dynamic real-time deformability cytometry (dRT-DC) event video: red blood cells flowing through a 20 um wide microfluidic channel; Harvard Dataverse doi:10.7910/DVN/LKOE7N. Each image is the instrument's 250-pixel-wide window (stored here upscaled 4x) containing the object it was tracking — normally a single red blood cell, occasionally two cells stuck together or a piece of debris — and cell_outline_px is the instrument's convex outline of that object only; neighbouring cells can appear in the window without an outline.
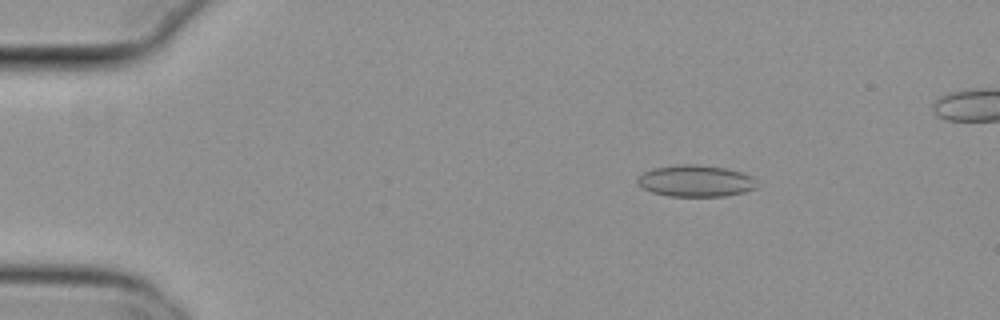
{"species": "common noctule bat (a hibernating species)", "species_latin": "Nyctalus noctula", "temperature_condition": "cold", "stored_images_in_passage": 47, "camera_frame_rate_fps": 3000, "um_per_image_px": 0.085, "animal": {"sex": "female", "body_mass_g": 29.2, "forearm_length_mm": 56.3}, "frame": {"image": 1, "passage_image": 2, "time_ms": 0.333, "image_size_px": [1000, 320], "cell_outline_px": [[756, 188], [744, 192], [724, 196], [668, 196], [652, 192], [644, 188], [636, 180], [644, 172], [652, 168], [676, 164], [696, 164], [724, 168], [744, 172], [752, 176], [756, 180]], "centroid_in_image_um": [59.15, 15.37], "position_along_channel_um": 25.8, "area_um2": 22.02}}
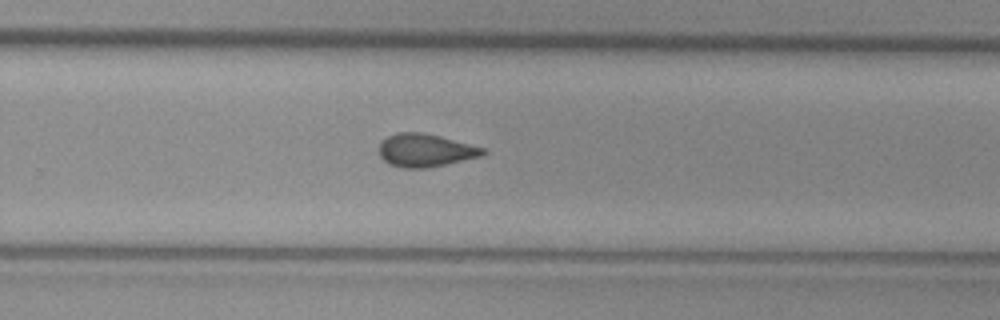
{"frame": {"image": 2, "passage_image": 29, "time_ms": 9.333, "image_size_px": [1000, 320], "cell_outline_px": [[488, 152], [480, 156], [428, 168], [400, 168], [388, 164], [380, 156], [376, 148], [380, 140], [396, 132], [424, 132], [440, 136], [484, 148]], "centroid_in_image_um": [36.07, 12.77], "position_along_channel_um": 293.7, "area_um2": 20.23}}
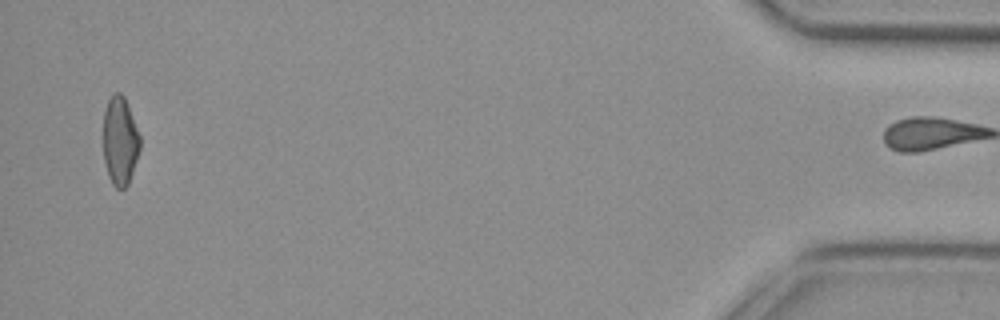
{"frame": {"image": 3, "passage_image": 46, "time_ms": 15.0, "image_size_px": [1000, 320], "cell_outline_px": [[140, 148], [128, 184], [124, 188], [116, 188], [112, 184], [108, 176], [104, 160], [104, 112], [108, 100], [116, 92], [120, 92], [124, 96], [140, 136]], "centroid_in_image_um": [10.2, 11.99], "position_along_channel_um": 425.0, "area_um2": 18.67}, "authors_computed_cell_mechanics": {"area_um2": 20.1144, "velocity_mm_per_s": 3.825, "shape_relaxation_time_tau1_ms": null, "shape_relaxation_time_tau2_ms": 2.6506, "deformation_change_tau1": null, "deformation_change_tau2": 0.099}}